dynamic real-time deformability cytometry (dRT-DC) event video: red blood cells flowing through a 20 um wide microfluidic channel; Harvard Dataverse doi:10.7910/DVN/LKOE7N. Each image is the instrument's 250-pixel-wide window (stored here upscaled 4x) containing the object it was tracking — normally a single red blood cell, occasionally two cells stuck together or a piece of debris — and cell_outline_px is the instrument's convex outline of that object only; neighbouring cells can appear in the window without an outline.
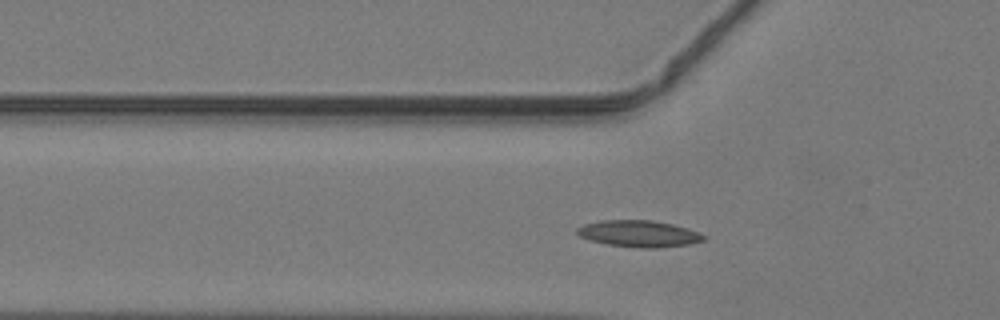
{"species": "common noctule bat (a hibernating species)", "species_latin": "Nyctalus noctula", "temperature_condition": "warm", "stored_images_in_passage": 41, "segment_of_instrument_passage": [1, 2], "camera_frame_rate_fps": 3000, "um_per_image_px": 0.085, "animal": {"sex": "male", "body_mass_g": 19.2, "forearm_length_mm": 51.8}, "frame": {"image": 1, "passage_image": 9, "time_ms": 2.667, "image_size_px": [1000, 320], "cell_outline_px": [[708, 240], [692, 244], [656, 248], [640, 248], [608, 244], [592, 240], [580, 236], [576, 232], [576, 228], [584, 224], [600, 220], [652, 220], [672, 224], [688, 228], [708, 236]], "centroid_in_image_um": [54.38, 19.86], "position_along_channel_um": 71.4, "area_um2": 19.77}}
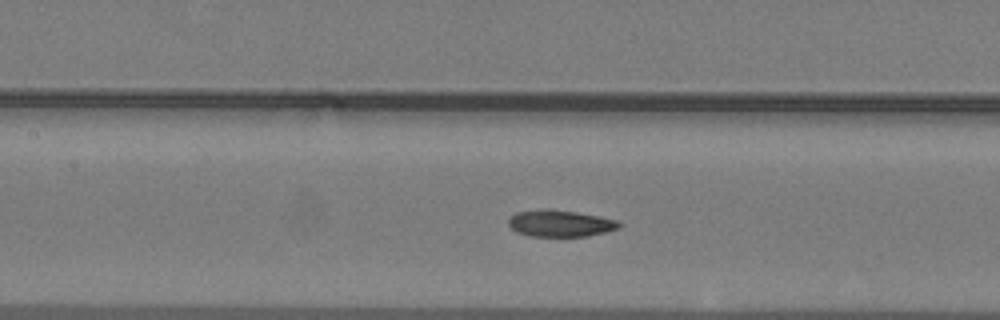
{"frame": {"image": 2, "passage_image": 15, "time_ms": 4.667, "image_size_px": [1000, 320], "cell_outline_px": [[620, 228], [588, 236], [528, 236], [516, 232], [508, 224], [508, 220], [516, 212], [548, 208], [552, 208], [600, 216], [620, 220]], "centroid_in_image_um": [47.63, 18.98], "position_along_channel_um": 159.8, "area_um2": 17.34}}
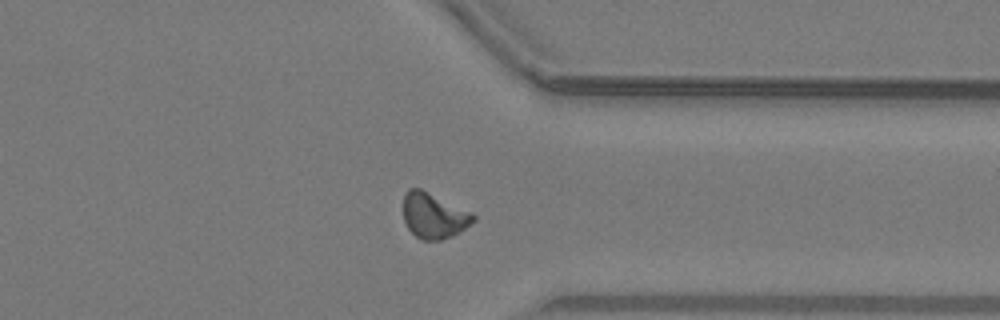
{"frame": {"image": 3, "passage_image": 30, "time_ms": 9.667, "image_size_px": [1000, 320], "cell_outline_px": [[476, 220], [452, 236], [440, 240], [424, 240], [416, 236], [408, 228], [404, 220], [404, 192], [408, 188], [420, 188], [472, 212], [476, 216]], "centroid_in_image_um": [36.87, 18.32], "position_along_channel_um": 374.5, "area_um2": 18.44}}